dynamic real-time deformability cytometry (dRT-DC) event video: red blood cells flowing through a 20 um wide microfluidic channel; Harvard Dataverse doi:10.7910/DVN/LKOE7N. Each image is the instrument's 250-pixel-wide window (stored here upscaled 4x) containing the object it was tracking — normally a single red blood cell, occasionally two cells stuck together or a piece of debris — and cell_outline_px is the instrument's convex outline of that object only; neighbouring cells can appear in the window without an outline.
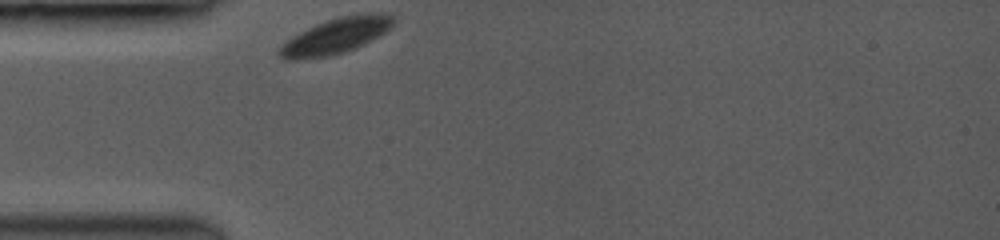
{"species": "common noctule bat (a hibernating species)", "species_latin": "Nyctalus noctula", "temperature_condition": "room temperature", "stored_images_in_passage": 36, "camera_frame_rate_fps": 3500, "um_per_image_px": 0.085, "animal": {"sex": "female", "body_mass_g": 19.0, "forearm_length_mm": 53.3}, "frame": {"image": 1, "passage_image": 1, "time_ms": 0.0, "image_size_px": [1000, 240], "cell_outline_px": [[396, 20], [392, 28], [380, 36], [356, 48], [344, 52], [328, 56], [292, 60], [284, 60], [276, 52], [280, 44], [292, 36], [316, 24], [340, 16], [368, 12], [392, 16]], "centroid_in_image_um": [28.53, 3.06], "position_along_channel_um": 56.5, "area_um2": 23.81}}
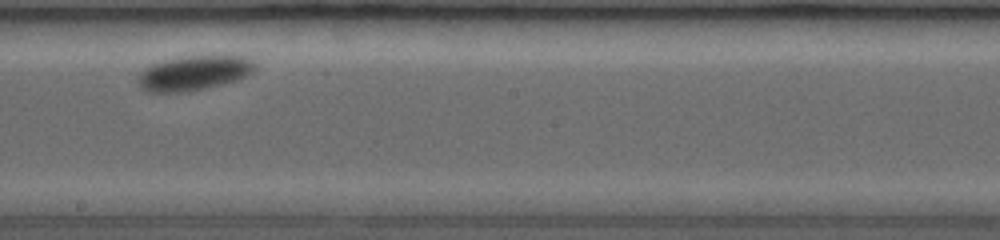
{"frame": {"image": 2, "passage_image": 19, "time_ms": 5.143, "image_size_px": [1000, 240], "cell_outline_px": [[256, 68], [252, 72], [236, 80], [204, 88], [176, 92], [156, 92], [144, 88], [136, 80], [140, 72], [152, 64], [160, 60], [180, 56], [212, 52], [216, 52], [248, 56], [256, 60]], "centroid_in_image_um": [16.59, 6.1], "position_along_channel_um": 231.6, "area_um2": 24.51}}
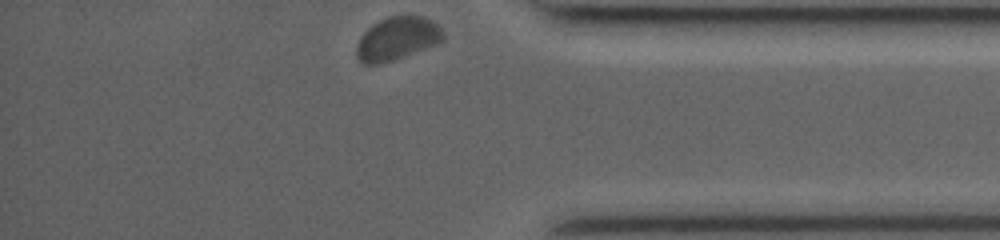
{"frame": {"image": 3, "passage_image": 36, "time_ms": 10.0, "image_size_px": [1000, 240], "cell_outline_px": [[444, 40], [436, 44], [392, 60], [380, 64], [364, 64], [356, 56], [356, 48], [364, 32], [372, 24], [380, 20], [392, 16], [424, 16], [432, 20], [444, 32]], "centroid_in_image_um": [33.77, 3.27], "position_along_channel_um": 401.4, "area_um2": 21.44}, "authors_computed_cell_mechanics": {"area_um2": 23.0911, "velocity_mm_per_s": 3.5472, "shape_relaxation_time_tau1_ms": 1.1011, "shape_relaxation_time_tau2_ms": null, "deformation_change_tau1": 0.0288, "deformation_change_tau2": null}}